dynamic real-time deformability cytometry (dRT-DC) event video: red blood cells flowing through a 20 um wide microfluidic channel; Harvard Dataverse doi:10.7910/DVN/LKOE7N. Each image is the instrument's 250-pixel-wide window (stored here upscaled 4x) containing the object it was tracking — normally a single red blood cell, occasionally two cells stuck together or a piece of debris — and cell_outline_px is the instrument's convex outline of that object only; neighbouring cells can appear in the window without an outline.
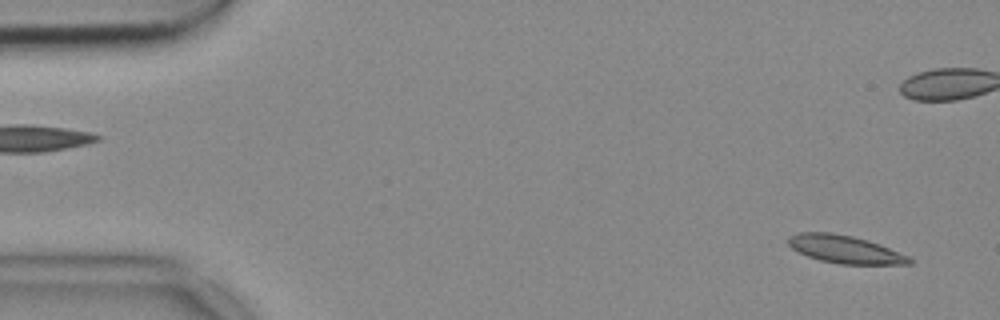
{"species": "common noctule bat (a hibernating species)", "species_latin": "Nyctalus noctula", "temperature_condition": "cold", "stored_images_in_passage": 53, "camera_frame_rate_fps": 3000, "um_per_image_px": 0.085, "animal": {"sex": "female", "body_mass_g": 18.4}, "frame": {"image": 1, "passage_image": 2, "time_ms": 0.333, "image_size_px": [1000, 320], "cell_outline_px": [[916, 260], [912, 264], [840, 264], [820, 260], [808, 256], [792, 248], [788, 244], [788, 236], [800, 232], [832, 232], [852, 236], [868, 240], [880, 244], [908, 256]], "centroid_in_image_um": [71.85, 21.19], "position_along_channel_um": 13.2, "area_um2": 19.65}}
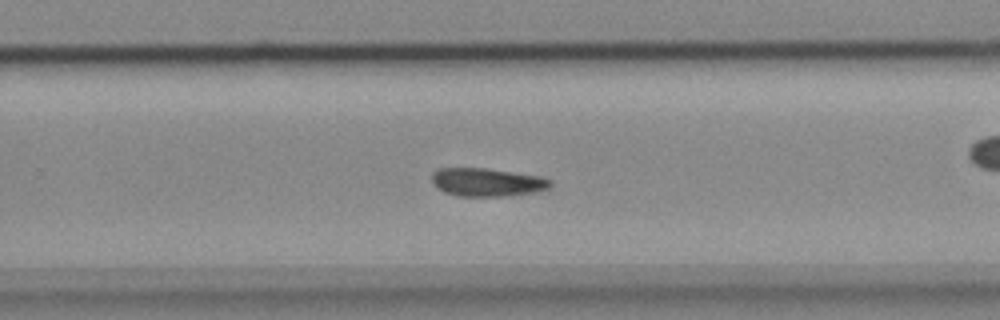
{"frame": {"image": 2, "passage_image": 33, "time_ms": 10.667, "image_size_px": [1000, 320], "cell_outline_px": [[552, 184], [548, 188], [532, 192], [500, 196], [460, 196], [444, 192], [436, 188], [432, 180], [432, 172], [440, 168], [484, 168], [536, 176], [548, 180]], "centroid_in_image_um": [41.3, 15.49], "position_along_channel_um": 288.5, "area_um2": 19.02}}
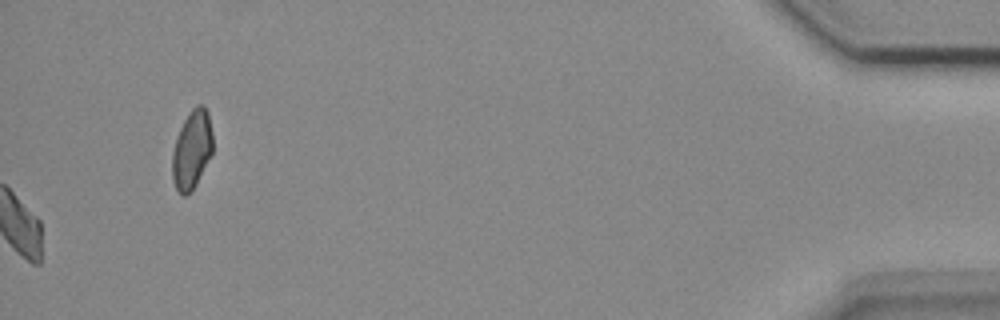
{"frame": {"image": 3, "passage_image": 53, "time_ms": 17.333, "image_size_px": [1000, 320], "cell_outline_px": [[212, 152], [192, 192], [184, 196], [176, 188], [172, 180], [172, 152], [180, 128], [184, 120], [192, 108], [196, 104], [204, 104], [208, 112], [212, 132]], "centroid_in_image_um": [16.31, 12.7], "position_along_channel_um": 418.9, "area_um2": 18.5}}